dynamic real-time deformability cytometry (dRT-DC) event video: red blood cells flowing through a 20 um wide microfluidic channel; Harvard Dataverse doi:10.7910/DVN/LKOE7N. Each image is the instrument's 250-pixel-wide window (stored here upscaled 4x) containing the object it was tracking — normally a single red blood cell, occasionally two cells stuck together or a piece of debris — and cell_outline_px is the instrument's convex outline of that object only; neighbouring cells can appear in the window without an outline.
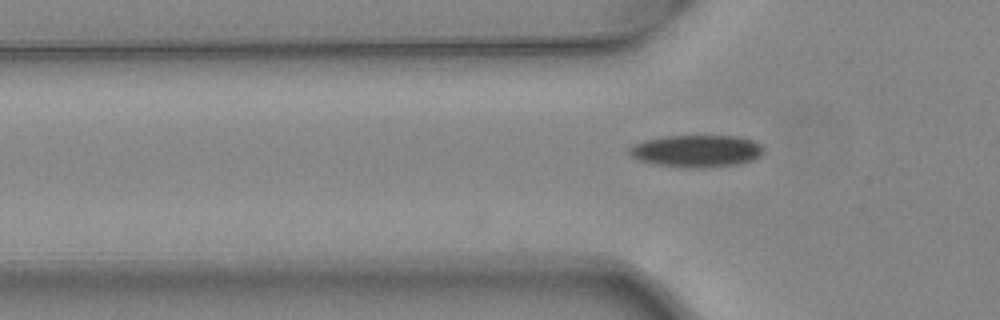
{"species": "common noctule bat (a hibernating species)", "species_latin": "Nyctalus noctula", "temperature_condition": "warm", "stored_images_in_passage": 2, "camera_frame_rate_fps": 3000, "um_per_image_px": 0.085, "animal": {"sex": "female", "body_mass_g": 24.6, "forearm_length_mm": 56.2}, "frame": {"image": 1, "passage_image": 2, "time_ms": 0.333, "image_size_px": [1000, 320], "cell_outline_px": [[764, 152], [756, 160], [740, 164], [704, 168], [680, 168], [652, 164], [636, 160], [628, 152], [628, 148], [644, 140], [664, 136], [736, 136], [756, 140], [764, 148]], "centroid_in_image_um": [59.23, 12.85], "position_along_channel_um": 66.6, "area_um2": 25.78}}